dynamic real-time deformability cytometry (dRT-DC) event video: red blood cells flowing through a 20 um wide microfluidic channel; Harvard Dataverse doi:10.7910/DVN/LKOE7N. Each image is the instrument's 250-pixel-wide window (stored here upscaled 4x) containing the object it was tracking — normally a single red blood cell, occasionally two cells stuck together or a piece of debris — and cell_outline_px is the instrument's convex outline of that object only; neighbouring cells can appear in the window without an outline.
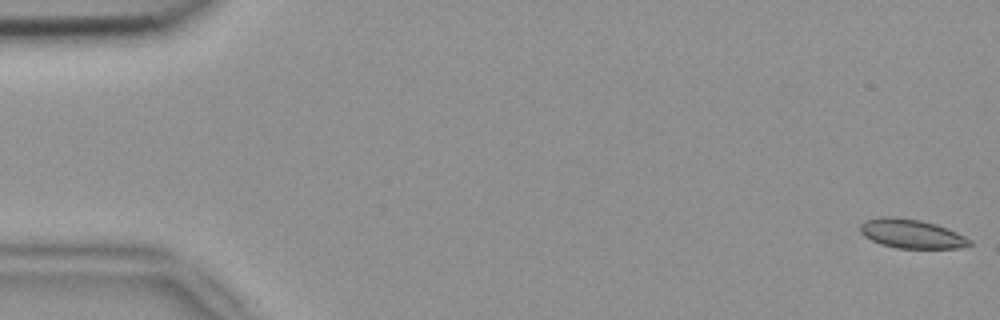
{"species": "common noctule bat (a hibernating species)", "species_latin": "Nyctalus noctula", "temperature_condition": "room temperature", "stored_images_in_passage": 5, "camera_frame_rate_fps": 3000, "um_per_image_px": 0.085, "animal": {"sex": "female", "body_mass_g": 18.4}, "frame": {"image": 1, "passage_image": 1, "time_ms": 0.0, "image_size_px": [1000, 320], "cell_outline_px": [[972, 244], [960, 248], [896, 248], [880, 244], [864, 236], [860, 232], [860, 224], [868, 220], [880, 216], [892, 216], [920, 220], [936, 224], [956, 232], [972, 240]], "centroid_in_image_um": [77.47, 19.87], "position_along_channel_um": 7.5, "area_um2": 18.5}}